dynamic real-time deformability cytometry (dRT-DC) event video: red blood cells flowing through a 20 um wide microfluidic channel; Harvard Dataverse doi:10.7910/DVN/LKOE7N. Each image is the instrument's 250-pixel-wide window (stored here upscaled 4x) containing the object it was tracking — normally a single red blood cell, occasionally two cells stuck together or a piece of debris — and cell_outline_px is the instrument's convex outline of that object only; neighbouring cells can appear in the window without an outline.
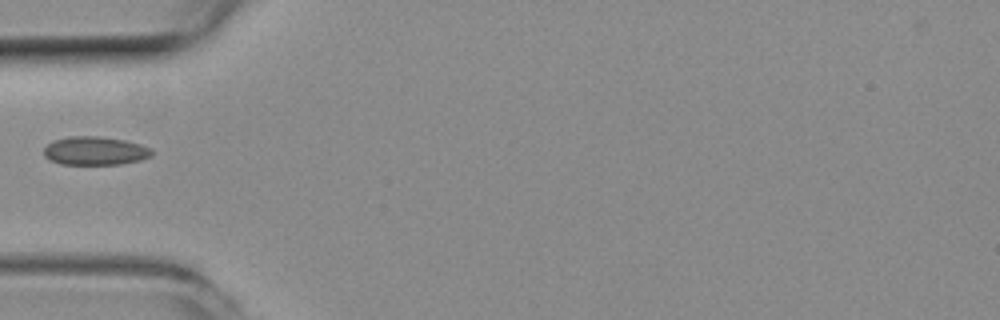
{"species": "common noctule bat (a hibernating species)", "species_latin": "Nyctalus noctula", "temperature_condition": "room temperature", "stored_images_in_passage": 29, "camera_frame_rate_fps": 3000, "um_per_image_px": 0.085, "animal": {"sex": "female", "body_mass_g": 19.3, "forearm_length_mm": 54.1}, "frame": {"image": 1, "passage_image": 1, "time_ms": 0.0, "image_size_px": [1000, 320], "cell_outline_px": [[152, 156], [140, 160], [120, 164], [60, 164], [48, 160], [44, 156], [44, 148], [52, 140], [68, 136], [100, 136], [124, 140], [140, 144], [152, 148]], "centroid_in_image_um": [8.06, 12.81], "position_along_channel_um": 76.9, "area_um2": 18.09}}
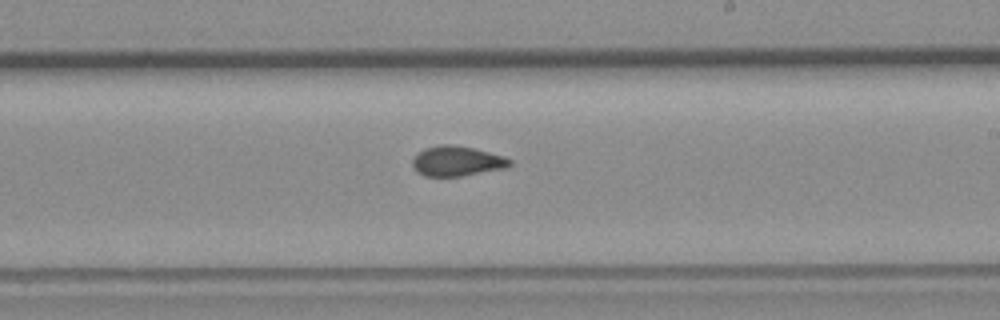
{"frame": {"image": 2, "passage_image": 14, "time_ms": 4.333, "image_size_px": [1000, 320], "cell_outline_px": [[512, 164], [508, 168], [460, 176], [424, 176], [416, 172], [412, 168], [412, 160], [424, 148], [440, 144], [452, 144], [472, 148], [504, 156], [512, 160]], "centroid_in_image_um": [38.84, 13.7], "position_along_channel_um": 250.2, "area_um2": 17.11}}
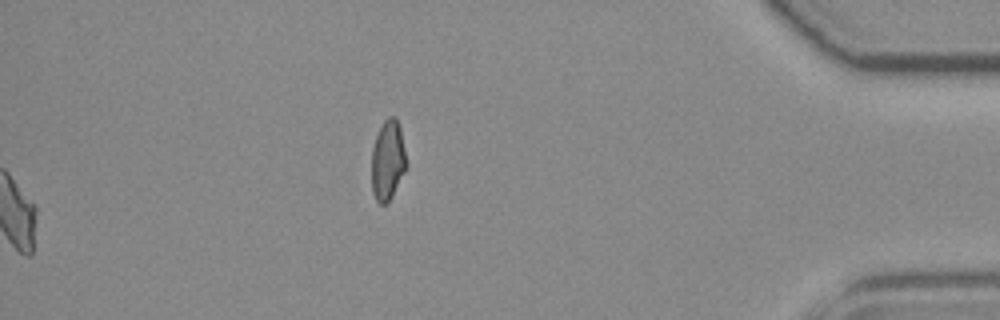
{"frame": {"image": 3, "passage_image": 29, "time_ms": 9.333, "image_size_px": [1000, 320], "cell_outline_px": [[404, 172], [392, 196], [384, 204], [380, 204], [376, 200], [372, 192], [372, 148], [376, 136], [384, 120], [388, 116], [396, 116], [400, 128], [404, 148]], "centroid_in_image_um": [32.93, 13.6], "position_along_channel_um": 402.3, "area_um2": 15.78}}